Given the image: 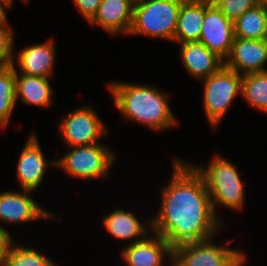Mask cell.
<instances>
[{
  "label": "cell",
  "instance_id": "1",
  "mask_svg": "<svg viewBox=\"0 0 267 266\" xmlns=\"http://www.w3.org/2000/svg\"><path fill=\"white\" fill-rule=\"evenodd\" d=\"M171 180L161 188V205L152 230L174 249L215 237L222 222L214 213L204 179L181 158H174Z\"/></svg>",
  "mask_w": 267,
  "mask_h": 266
},
{
  "label": "cell",
  "instance_id": "2",
  "mask_svg": "<svg viewBox=\"0 0 267 266\" xmlns=\"http://www.w3.org/2000/svg\"><path fill=\"white\" fill-rule=\"evenodd\" d=\"M108 88L116 109L127 121L140 123L152 131L177 126L169 96L156 86L112 81Z\"/></svg>",
  "mask_w": 267,
  "mask_h": 266
},
{
  "label": "cell",
  "instance_id": "3",
  "mask_svg": "<svg viewBox=\"0 0 267 266\" xmlns=\"http://www.w3.org/2000/svg\"><path fill=\"white\" fill-rule=\"evenodd\" d=\"M190 165L204 179L212 208L217 217L218 205L239 211L244 208L245 182L242 181L237 170L239 166L236 167L219 154L214 155L207 166Z\"/></svg>",
  "mask_w": 267,
  "mask_h": 266
},
{
  "label": "cell",
  "instance_id": "4",
  "mask_svg": "<svg viewBox=\"0 0 267 266\" xmlns=\"http://www.w3.org/2000/svg\"><path fill=\"white\" fill-rule=\"evenodd\" d=\"M181 4L176 0H135L128 35H145L173 42Z\"/></svg>",
  "mask_w": 267,
  "mask_h": 266
},
{
  "label": "cell",
  "instance_id": "5",
  "mask_svg": "<svg viewBox=\"0 0 267 266\" xmlns=\"http://www.w3.org/2000/svg\"><path fill=\"white\" fill-rule=\"evenodd\" d=\"M63 157L56 160V167L67 175L82 180L108 176L116 156L103 143L68 147Z\"/></svg>",
  "mask_w": 267,
  "mask_h": 266
},
{
  "label": "cell",
  "instance_id": "6",
  "mask_svg": "<svg viewBox=\"0 0 267 266\" xmlns=\"http://www.w3.org/2000/svg\"><path fill=\"white\" fill-rule=\"evenodd\" d=\"M204 83L203 107L212 127H217L236 96L241 95L242 75L223 66L217 73L201 80Z\"/></svg>",
  "mask_w": 267,
  "mask_h": 266
},
{
  "label": "cell",
  "instance_id": "7",
  "mask_svg": "<svg viewBox=\"0 0 267 266\" xmlns=\"http://www.w3.org/2000/svg\"><path fill=\"white\" fill-rule=\"evenodd\" d=\"M246 259L239 249L215 244L212 238L175 247L172 256L175 266H244Z\"/></svg>",
  "mask_w": 267,
  "mask_h": 266
},
{
  "label": "cell",
  "instance_id": "8",
  "mask_svg": "<svg viewBox=\"0 0 267 266\" xmlns=\"http://www.w3.org/2000/svg\"><path fill=\"white\" fill-rule=\"evenodd\" d=\"M59 121V136L67 147H77L100 143L108 128L92 106L76 108Z\"/></svg>",
  "mask_w": 267,
  "mask_h": 266
},
{
  "label": "cell",
  "instance_id": "9",
  "mask_svg": "<svg viewBox=\"0 0 267 266\" xmlns=\"http://www.w3.org/2000/svg\"><path fill=\"white\" fill-rule=\"evenodd\" d=\"M234 37V22L220 11L212 0H205L199 42L225 61L230 54Z\"/></svg>",
  "mask_w": 267,
  "mask_h": 266
},
{
  "label": "cell",
  "instance_id": "10",
  "mask_svg": "<svg viewBox=\"0 0 267 266\" xmlns=\"http://www.w3.org/2000/svg\"><path fill=\"white\" fill-rule=\"evenodd\" d=\"M33 131L18 158L16 167L17 180L21 190L34 191L41 185L49 166L56 167V159L47 162L41 145Z\"/></svg>",
  "mask_w": 267,
  "mask_h": 266
},
{
  "label": "cell",
  "instance_id": "11",
  "mask_svg": "<svg viewBox=\"0 0 267 266\" xmlns=\"http://www.w3.org/2000/svg\"><path fill=\"white\" fill-rule=\"evenodd\" d=\"M267 42L263 40L241 39L234 37L229 56L224 66L240 75L266 72Z\"/></svg>",
  "mask_w": 267,
  "mask_h": 266
},
{
  "label": "cell",
  "instance_id": "12",
  "mask_svg": "<svg viewBox=\"0 0 267 266\" xmlns=\"http://www.w3.org/2000/svg\"><path fill=\"white\" fill-rule=\"evenodd\" d=\"M28 190L4 191L0 193V220L12 223H25L36 221L39 219H52L55 218L54 214H50L39 204L36 203Z\"/></svg>",
  "mask_w": 267,
  "mask_h": 266
},
{
  "label": "cell",
  "instance_id": "13",
  "mask_svg": "<svg viewBox=\"0 0 267 266\" xmlns=\"http://www.w3.org/2000/svg\"><path fill=\"white\" fill-rule=\"evenodd\" d=\"M149 235L123 247L121 257L127 266H164L167 256L172 261L173 249L167 241L153 231Z\"/></svg>",
  "mask_w": 267,
  "mask_h": 266
},
{
  "label": "cell",
  "instance_id": "14",
  "mask_svg": "<svg viewBox=\"0 0 267 266\" xmlns=\"http://www.w3.org/2000/svg\"><path fill=\"white\" fill-rule=\"evenodd\" d=\"M178 45L181 63L188 74L200 82L224 66V60L199 41Z\"/></svg>",
  "mask_w": 267,
  "mask_h": 266
},
{
  "label": "cell",
  "instance_id": "15",
  "mask_svg": "<svg viewBox=\"0 0 267 266\" xmlns=\"http://www.w3.org/2000/svg\"><path fill=\"white\" fill-rule=\"evenodd\" d=\"M135 0H102L95 17L88 23L99 25L111 35H128L133 22Z\"/></svg>",
  "mask_w": 267,
  "mask_h": 266
},
{
  "label": "cell",
  "instance_id": "16",
  "mask_svg": "<svg viewBox=\"0 0 267 266\" xmlns=\"http://www.w3.org/2000/svg\"><path fill=\"white\" fill-rule=\"evenodd\" d=\"M55 47L52 39L44 43L24 47L15 57L17 58V68L21 72H18L15 67V73L46 78L52 77L55 68Z\"/></svg>",
  "mask_w": 267,
  "mask_h": 266
},
{
  "label": "cell",
  "instance_id": "17",
  "mask_svg": "<svg viewBox=\"0 0 267 266\" xmlns=\"http://www.w3.org/2000/svg\"><path fill=\"white\" fill-rule=\"evenodd\" d=\"M134 215L132 212L117 209L106 215L102 224L105 230L114 238L128 240L130 241L129 245H131L144 239L149 232H152L151 221L147 222L148 225H144Z\"/></svg>",
  "mask_w": 267,
  "mask_h": 266
},
{
  "label": "cell",
  "instance_id": "18",
  "mask_svg": "<svg viewBox=\"0 0 267 266\" xmlns=\"http://www.w3.org/2000/svg\"><path fill=\"white\" fill-rule=\"evenodd\" d=\"M15 80L16 100L20 99L25 104L40 108L50 107L53 103L54 92L49 78L15 73Z\"/></svg>",
  "mask_w": 267,
  "mask_h": 266
},
{
  "label": "cell",
  "instance_id": "19",
  "mask_svg": "<svg viewBox=\"0 0 267 266\" xmlns=\"http://www.w3.org/2000/svg\"><path fill=\"white\" fill-rule=\"evenodd\" d=\"M205 14V0L182 3L179 9L173 42L199 41Z\"/></svg>",
  "mask_w": 267,
  "mask_h": 266
},
{
  "label": "cell",
  "instance_id": "20",
  "mask_svg": "<svg viewBox=\"0 0 267 266\" xmlns=\"http://www.w3.org/2000/svg\"><path fill=\"white\" fill-rule=\"evenodd\" d=\"M234 36L241 39H266L267 3L262 1L238 17L234 21Z\"/></svg>",
  "mask_w": 267,
  "mask_h": 266
},
{
  "label": "cell",
  "instance_id": "21",
  "mask_svg": "<svg viewBox=\"0 0 267 266\" xmlns=\"http://www.w3.org/2000/svg\"><path fill=\"white\" fill-rule=\"evenodd\" d=\"M241 96L252 108L267 113V71L243 75Z\"/></svg>",
  "mask_w": 267,
  "mask_h": 266
},
{
  "label": "cell",
  "instance_id": "22",
  "mask_svg": "<svg viewBox=\"0 0 267 266\" xmlns=\"http://www.w3.org/2000/svg\"><path fill=\"white\" fill-rule=\"evenodd\" d=\"M15 65L0 68V127H7L16 106Z\"/></svg>",
  "mask_w": 267,
  "mask_h": 266
},
{
  "label": "cell",
  "instance_id": "23",
  "mask_svg": "<svg viewBox=\"0 0 267 266\" xmlns=\"http://www.w3.org/2000/svg\"><path fill=\"white\" fill-rule=\"evenodd\" d=\"M3 266H57V264L32 247L14 243Z\"/></svg>",
  "mask_w": 267,
  "mask_h": 266
},
{
  "label": "cell",
  "instance_id": "24",
  "mask_svg": "<svg viewBox=\"0 0 267 266\" xmlns=\"http://www.w3.org/2000/svg\"><path fill=\"white\" fill-rule=\"evenodd\" d=\"M216 7L231 21H235L248 9L258 5L262 0H212Z\"/></svg>",
  "mask_w": 267,
  "mask_h": 266
},
{
  "label": "cell",
  "instance_id": "25",
  "mask_svg": "<svg viewBox=\"0 0 267 266\" xmlns=\"http://www.w3.org/2000/svg\"><path fill=\"white\" fill-rule=\"evenodd\" d=\"M9 25L0 26V68L15 65L13 57L14 35Z\"/></svg>",
  "mask_w": 267,
  "mask_h": 266
},
{
  "label": "cell",
  "instance_id": "26",
  "mask_svg": "<svg viewBox=\"0 0 267 266\" xmlns=\"http://www.w3.org/2000/svg\"><path fill=\"white\" fill-rule=\"evenodd\" d=\"M101 1L102 0H72V2L77 6L80 14L89 23L95 17Z\"/></svg>",
  "mask_w": 267,
  "mask_h": 266
},
{
  "label": "cell",
  "instance_id": "27",
  "mask_svg": "<svg viewBox=\"0 0 267 266\" xmlns=\"http://www.w3.org/2000/svg\"><path fill=\"white\" fill-rule=\"evenodd\" d=\"M15 243L9 232L0 225V266L4 265L8 256L9 250Z\"/></svg>",
  "mask_w": 267,
  "mask_h": 266
},
{
  "label": "cell",
  "instance_id": "28",
  "mask_svg": "<svg viewBox=\"0 0 267 266\" xmlns=\"http://www.w3.org/2000/svg\"><path fill=\"white\" fill-rule=\"evenodd\" d=\"M11 9L12 7L6 2V0H0V26L8 25L5 9Z\"/></svg>",
  "mask_w": 267,
  "mask_h": 266
},
{
  "label": "cell",
  "instance_id": "29",
  "mask_svg": "<svg viewBox=\"0 0 267 266\" xmlns=\"http://www.w3.org/2000/svg\"><path fill=\"white\" fill-rule=\"evenodd\" d=\"M20 1H22L23 3H29L30 2V0H20ZM6 2L12 7V6H14L13 4H14V0H6Z\"/></svg>",
  "mask_w": 267,
  "mask_h": 266
},
{
  "label": "cell",
  "instance_id": "30",
  "mask_svg": "<svg viewBox=\"0 0 267 266\" xmlns=\"http://www.w3.org/2000/svg\"><path fill=\"white\" fill-rule=\"evenodd\" d=\"M176 1H178L180 3H186V2H190V1H194V0H176Z\"/></svg>",
  "mask_w": 267,
  "mask_h": 266
}]
</instances>
